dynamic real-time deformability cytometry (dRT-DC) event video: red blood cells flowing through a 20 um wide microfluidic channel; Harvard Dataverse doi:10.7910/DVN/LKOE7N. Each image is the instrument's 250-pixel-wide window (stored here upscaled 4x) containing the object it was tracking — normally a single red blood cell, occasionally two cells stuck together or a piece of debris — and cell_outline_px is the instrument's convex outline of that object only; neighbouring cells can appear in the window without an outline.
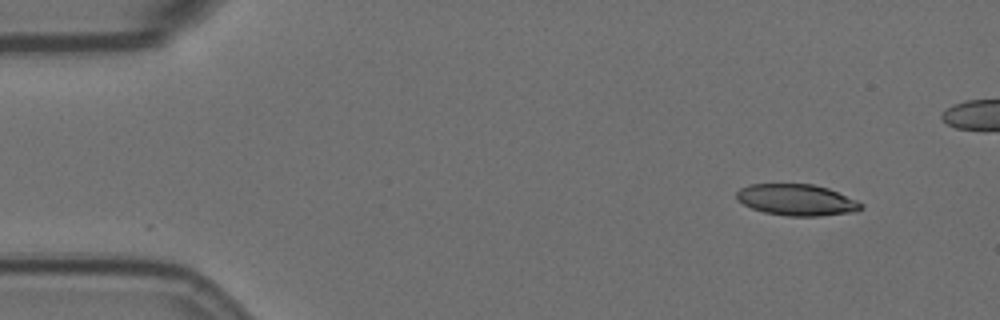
{"species": "Egyptian fruit bat (a non-hibernating species)", "species_latin": "Rousettus aegyptiacus", "temperature_condition": "room temperature", "stored_images_in_passage": 47, "camera_frame_rate_fps": 3000, "um_per_image_px": 0.085, "animal": {"sex": "female"}, "frame": {"image": 1, "passage_image": 1, "time_ms": 0.0, "image_size_px": [1000, 320], "cell_outline_px": [[864, 208], [856, 212], [820, 216], [788, 216], [764, 212], [752, 208], [736, 200], [736, 192], [740, 188], [748, 184], [812, 184], [828, 188], [856, 200], [864, 204]], "centroid_in_image_um": [67.72, 16.99], "position_along_channel_um": 17.3, "area_um2": 22.89}}
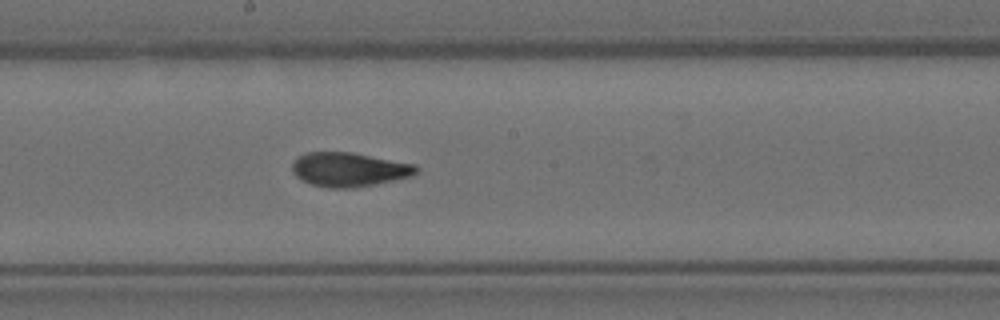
{"frame": {"image": 2, "passage_image": 26, "time_ms": 8.333, "image_size_px": [1000, 320], "cell_outline_px": [[420, 172], [412, 176], [376, 184], [352, 188], [328, 188], [312, 184], [300, 180], [292, 172], [292, 164], [300, 156], [308, 152], [352, 152], [416, 164], [420, 168]], "centroid_in_image_um": [29.72, 14.41], "position_along_channel_um": 218.5, "area_um2": 24.85}}
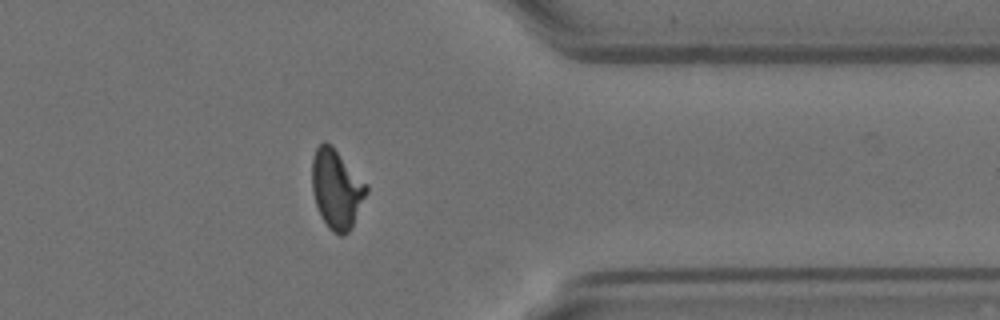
{"frame": {"image": 3, "passage_image": 41, "time_ms": 13.333, "image_size_px": [1000, 320], "cell_outline_px": [[368, 192], [348, 232], [344, 236], [340, 236], [332, 232], [328, 228], [316, 204], [312, 192], [312, 156], [316, 148], [324, 140], [332, 144], [368, 184]], "centroid_in_image_um": [28.61, 16.02], "position_along_channel_um": 382.8, "area_um2": 25.26}, "authors_computed_cell_mechanics": {"area_um2": 24.276, "velocity_mm_per_s": 3.5436, "shape_relaxation_time_tau1_ms": null, "shape_relaxation_time_tau2_ms": 1.8809, "deformation_change_tau1": null, "deformation_change_tau2": 0.0905}}